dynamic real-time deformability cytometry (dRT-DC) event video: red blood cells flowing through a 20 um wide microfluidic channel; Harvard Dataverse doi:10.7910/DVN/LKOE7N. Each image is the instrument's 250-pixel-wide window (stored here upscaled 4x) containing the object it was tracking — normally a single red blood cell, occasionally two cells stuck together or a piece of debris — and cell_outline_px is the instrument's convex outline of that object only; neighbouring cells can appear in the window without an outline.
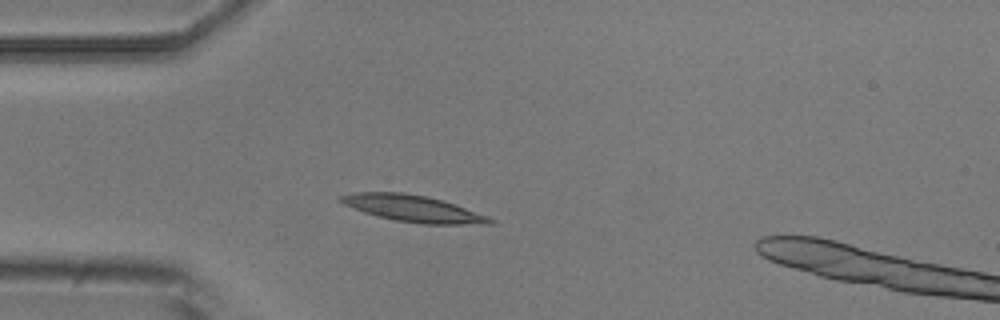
{"species": "common noctule bat (a hibernating species)", "species_latin": "Nyctalus noctula", "temperature_condition": "room temperature", "stored_images_in_passage": 3, "camera_frame_rate_fps": 3000, "um_per_image_px": 0.085, "animal": {"sex": "male", "body_mass_g": 20.5, "forearm_length_mm": 52.5}, "frame": {"image": 1, "passage_image": 2, "time_ms": 2.0, "image_size_px": [1000, 320], "cell_outline_px": [[496, 220], [492, 224], [420, 224], [396, 220], [376, 216], [364, 212], [344, 204], [336, 200], [336, 196], [356, 192], [404, 192], [428, 196], [444, 200], [488, 216]], "centroid_in_image_um": [35.09, 17.71], "position_along_channel_um": 49.9, "area_um2": 23.35}}